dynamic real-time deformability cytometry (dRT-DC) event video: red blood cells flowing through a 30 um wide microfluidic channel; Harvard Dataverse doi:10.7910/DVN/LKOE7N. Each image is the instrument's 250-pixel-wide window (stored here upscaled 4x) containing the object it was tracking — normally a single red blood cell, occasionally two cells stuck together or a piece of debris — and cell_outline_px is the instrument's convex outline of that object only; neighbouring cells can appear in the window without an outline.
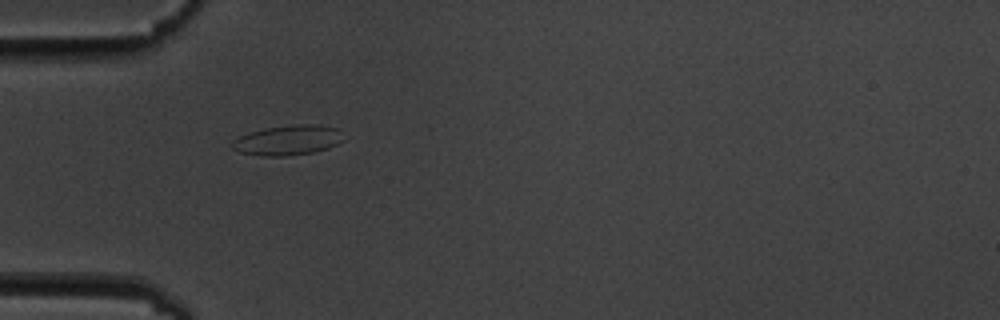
{"species": "common noctule bat (a hibernating species)", "species_latin": "Nyctalus noctula", "temperature_condition": "cold", "stored_images_in_passage": 3, "camera_frame_rate_fps": 3000, "um_per_image_px": 0.085, "animal": {"sex": "male", "body_mass_g": 19.5, "forearm_length_mm": 54.6}, "frame": {"image": 1, "passage_image": 1, "time_ms": 0.0, "image_size_px": [1000, 320], "cell_outline_px": [[344, 140], [328, 148], [312, 152], [284, 156], [260, 156], [240, 152], [232, 148], [232, 140], [240, 136], [264, 128], [296, 124], [316, 124], [340, 128]], "centroid_in_image_um": [24.5, 11.91], "position_along_channel_um": 60.5, "area_um2": 19.48}}
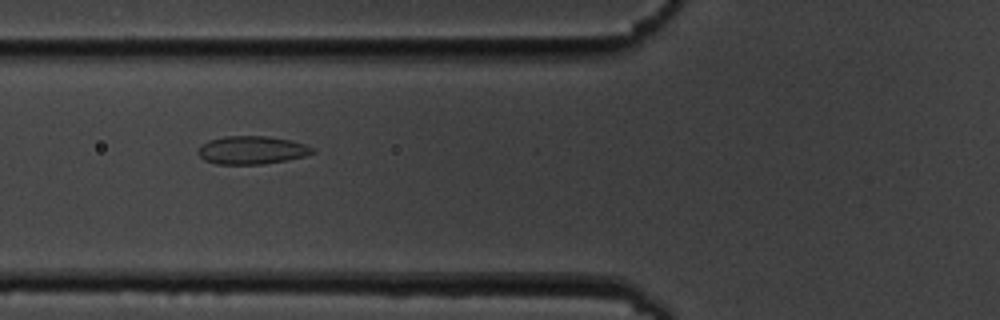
{"frame": {"image": 2, "passage_image": 2, "time_ms": 1.333, "image_size_px": [1000, 320], "cell_outline_px": [[316, 152], [304, 156], [288, 160], [264, 164], [216, 164], [204, 160], [196, 152], [200, 144], [208, 140], [224, 136], [268, 136], [288, 140], [304, 144], [316, 148]], "centroid_in_image_um": [21.38, 12.76], "position_along_channel_um": 104.4, "area_um2": 18.96}}
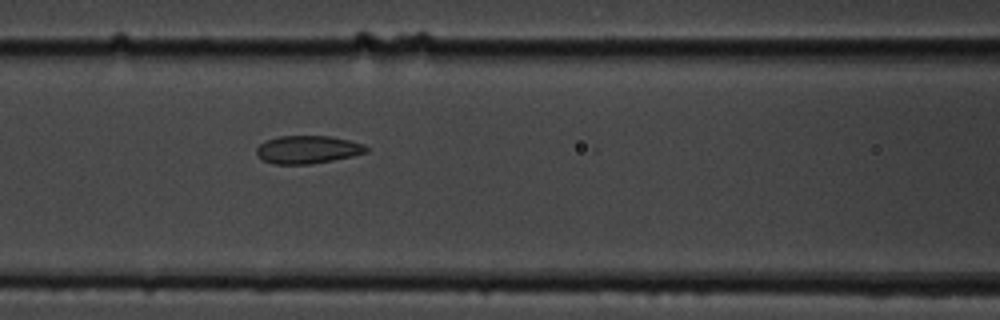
{"frame": {"image": 3, "passage_image": 3, "time_ms": 2.333, "image_size_px": [1000, 320], "cell_outline_px": [[368, 152], [352, 156], [312, 164], [276, 164], [264, 160], [256, 152], [256, 148], [264, 140], [280, 136], [332, 136], [364, 144], [368, 148]], "centroid_in_image_um": [26.16, 12.7], "position_along_channel_um": 140.4, "area_um2": 17.8}}